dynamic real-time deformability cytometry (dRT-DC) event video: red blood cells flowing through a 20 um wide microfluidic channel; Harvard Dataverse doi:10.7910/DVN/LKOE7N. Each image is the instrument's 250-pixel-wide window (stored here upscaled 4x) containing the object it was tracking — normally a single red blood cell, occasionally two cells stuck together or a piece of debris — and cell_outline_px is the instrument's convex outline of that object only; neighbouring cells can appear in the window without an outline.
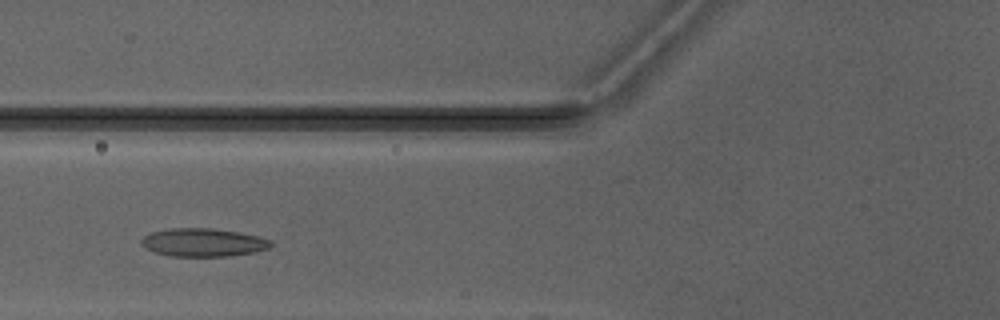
{"species": "Egyptian fruit bat (a non-hibernating species)", "species_latin": "Rousettus aegyptiacus", "temperature_condition": "warm", "stored_images_in_passage": 4, "camera_frame_rate_fps": 3000, "um_per_image_px": 0.085, "animal": {"sex": "male"}, "frame": {"image": 1, "passage_image": 3, "time_ms": 2.333, "image_size_px": [1000, 320], "cell_outline_px": [[272, 244], [268, 248], [256, 252], [228, 256], [168, 256], [152, 252], [144, 248], [140, 244], [140, 240], [144, 236], [152, 232], [168, 228], [212, 228], [236, 232], [256, 236], [272, 240]], "centroid_in_image_um": [17.21, 20.61], "position_along_channel_um": 108.6, "area_um2": 21.39}}
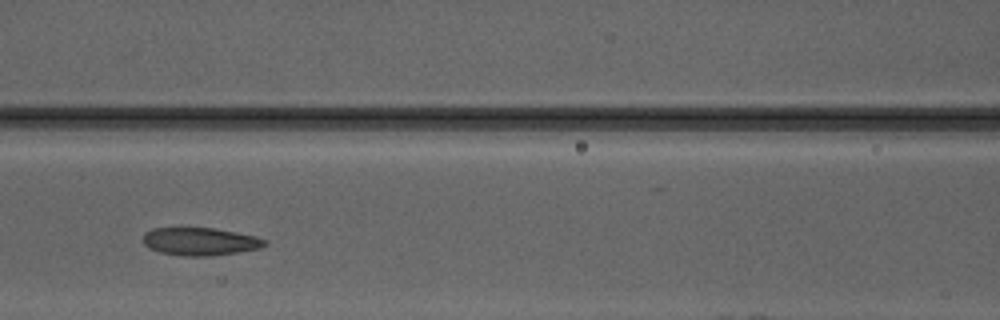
{"frame": {"image": 2, "passage_image": 4, "time_ms": 3.333, "image_size_px": [1000, 320], "cell_outline_px": [[268, 244], [260, 248], [212, 256], [184, 256], [160, 252], [148, 248], [144, 244], [144, 232], [152, 228], [216, 228], [256, 236], [268, 240]], "centroid_in_image_um": [17.03, 20.52], "position_along_channel_um": 149.6, "area_um2": 19.83}}